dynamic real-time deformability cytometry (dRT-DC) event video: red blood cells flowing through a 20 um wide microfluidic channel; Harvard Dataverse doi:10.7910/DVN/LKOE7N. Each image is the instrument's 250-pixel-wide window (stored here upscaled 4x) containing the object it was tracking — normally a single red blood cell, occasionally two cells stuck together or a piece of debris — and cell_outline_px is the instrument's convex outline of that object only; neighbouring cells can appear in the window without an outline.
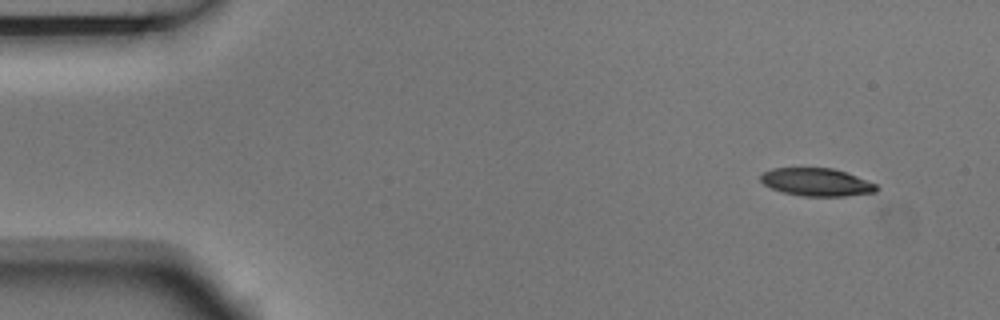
{"species": "Egyptian fruit bat (a non-hibernating species)", "species_latin": "Rousettus aegyptiacus", "temperature_condition": "room temperature", "stored_images_in_passage": 3, "camera_frame_rate_fps": 3000, "um_per_image_px": 0.085, "animal": {"sex": "male"}, "frame": {"image": 1, "passage_image": 1, "time_ms": 0.0, "image_size_px": [1000, 320], "cell_outline_px": [[880, 188], [876, 192], [844, 196], [804, 196], [784, 192], [772, 188], [764, 184], [760, 180], [760, 176], [764, 172], [772, 168], [832, 168], [856, 176], [876, 184]], "centroid_in_image_um": [69.42, 15.48], "position_along_channel_um": 15.6, "area_um2": 18.61}}
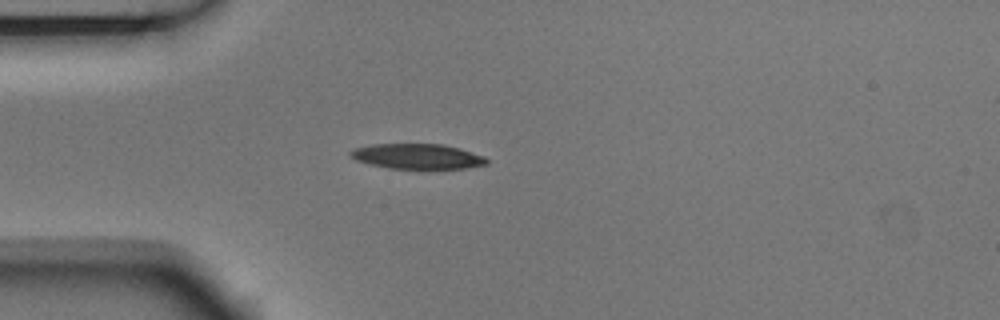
{"frame": {"image": 2, "passage_image": 3, "time_ms": 0.667, "image_size_px": [1000, 320], "cell_outline_px": [[488, 164], [468, 168], [388, 168], [356, 160], [348, 152], [352, 148], [372, 144], [444, 144], [460, 148], [484, 156], [488, 160]], "centroid_in_image_um": [35.49, 13.28], "position_along_channel_um": 49.5, "area_um2": 19.88}}